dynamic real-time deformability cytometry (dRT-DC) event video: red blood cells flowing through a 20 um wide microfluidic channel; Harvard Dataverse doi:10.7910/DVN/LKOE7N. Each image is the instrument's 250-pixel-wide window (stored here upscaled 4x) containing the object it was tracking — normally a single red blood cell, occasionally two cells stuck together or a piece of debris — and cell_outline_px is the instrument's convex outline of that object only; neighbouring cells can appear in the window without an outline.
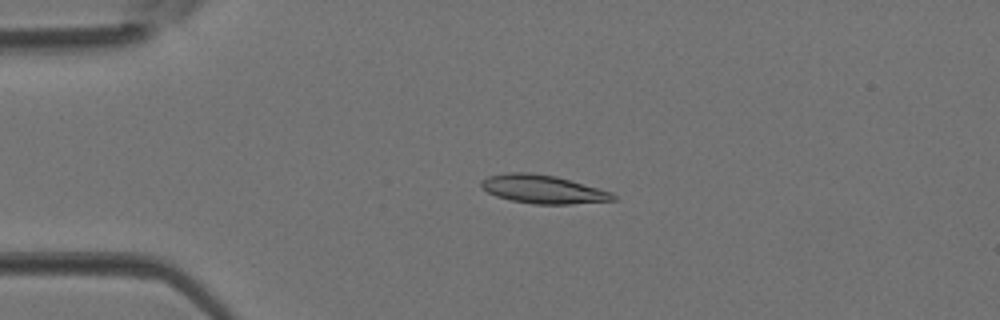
{"species": "Egyptian fruit bat (a non-hibernating species)", "species_latin": "Rousettus aegyptiacus", "temperature_condition": "room temperature", "stored_images_in_passage": 4, "camera_frame_rate_fps": 3000, "um_per_image_px": 0.085, "animal": {"sex": "female"}, "frame": {"image": 1, "passage_image": 3, "time_ms": 0.667, "image_size_px": [1000, 320], "cell_outline_px": [[616, 200], [572, 204], [532, 204], [512, 200], [496, 196], [488, 192], [480, 184], [480, 180], [488, 176], [504, 172], [528, 172], [556, 176], [612, 192], [616, 196]], "centroid_in_image_um": [46.14, 16.08], "position_along_channel_um": 38.9, "area_um2": 21.85}}